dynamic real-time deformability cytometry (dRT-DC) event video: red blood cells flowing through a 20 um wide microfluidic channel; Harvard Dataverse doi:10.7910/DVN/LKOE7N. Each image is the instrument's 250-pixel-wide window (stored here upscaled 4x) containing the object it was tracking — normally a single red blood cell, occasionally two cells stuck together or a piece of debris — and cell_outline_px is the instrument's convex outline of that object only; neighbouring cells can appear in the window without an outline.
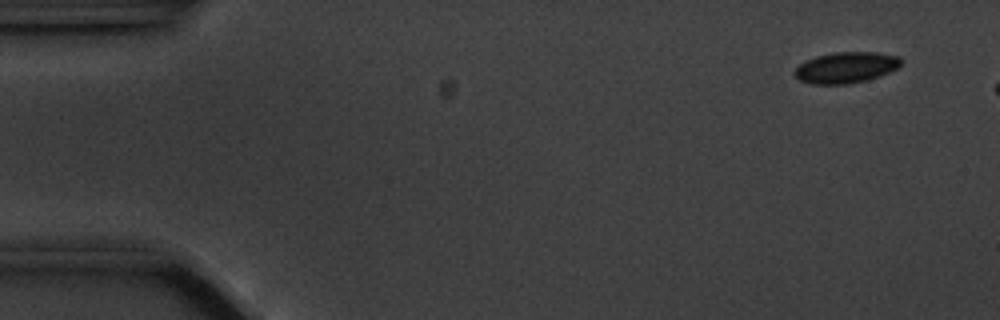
{"species": "common noctule bat (a hibernating species)", "species_latin": "Nyctalus noctula", "temperature_condition": "cold", "stored_images_in_passage": 51, "camera_frame_rate_fps": 3000, "um_per_image_px": 0.085, "animal": {"sex": "male", "body_mass_g": 20.1, "forearm_length_mm": 53.5}, "frame": {"image": 1, "passage_image": 4, "time_ms": 1.0, "image_size_px": [1000, 320], "cell_outline_px": [[900, 64], [896, 68], [880, 76], [868, 80], [848, 84], [812, 84], [800, 80], [792, 72], [804, 60], [816, 56], [832, 52], [876, 52], [900, 56]], "centroid_in_image_um": [71.88, 5.73], "position_along_channel_um": 13.1, "area_um2": 19.31}}
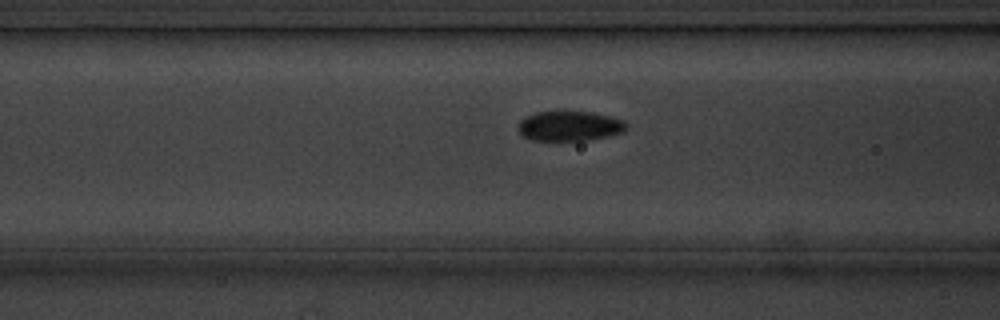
{"frame": {"image": 2, "passage_image": 22, "time_ms": 7.0, "image_size_px": [1000, 320], "cell_outline_px": [[624, 132], [584, 140], [532, 140], [524, 136], [516, 128], [520, 120], [536, 112], [592, 112], [624, 120]], "centroid_in_image_um": [48.36, 10.71], "position_along_channel_um": 118.2, "area_um2": 18.38}}
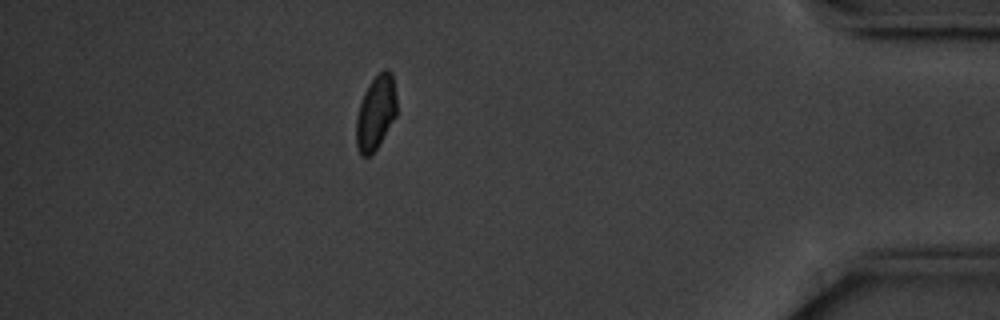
{"frame": {"image": 3, "passage_image": 50, "time_ms": 16.333, "image_size_px": [1000, 320], "cell_outline_px": [[396, 116], [372, 156], [360, 156], [356, 148], [356, 116], [364, 92], [368, 84], [384, 68], [388, 68], [392, 72], [396, 96]], "centroid_in_image_um": [31.93, 9.59], "position_along_channel_um": 403.3, "area_um2": 17.74}}